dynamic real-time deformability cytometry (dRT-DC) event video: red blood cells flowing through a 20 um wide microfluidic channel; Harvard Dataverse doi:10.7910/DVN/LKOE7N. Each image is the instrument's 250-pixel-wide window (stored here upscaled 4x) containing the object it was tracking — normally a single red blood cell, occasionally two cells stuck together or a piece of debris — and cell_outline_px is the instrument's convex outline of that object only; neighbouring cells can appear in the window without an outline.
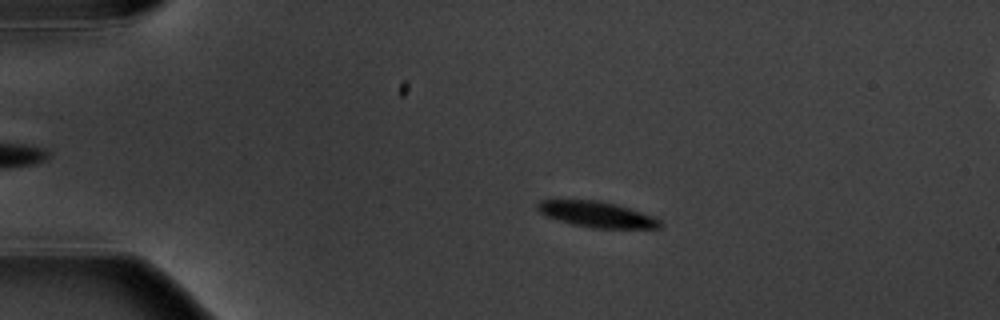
{"species": "common noctule bat (a hibernating species)", "species_latin": "Nyctalus noctula", "temperature_condition": "warm", "stored_images_in_passage": 6, "camera_frame_rate_fps": 3000, "um_per_image_px": 0.085, "animal": {"sex": "male", "body_mass_g": 20.1, "forearm_length_mm": 53.5}, "frame": {"image": 1, "passage_image": 3, "time_ms": 2.333, "image_size_px": [1000, 320], "cell_outline_px": [[664, 224], [660, 228], [592, 228], [572, 224], [548, 216], [540, 212], [536, 208], [536, 204], [540, 200], [552, 196], [600, 200], [616, 204], [656, 216]], "centroid_in_image_um": [50.66, 18.16], "position_along_channel_um": 34.3, "area_um2": 19.36}}